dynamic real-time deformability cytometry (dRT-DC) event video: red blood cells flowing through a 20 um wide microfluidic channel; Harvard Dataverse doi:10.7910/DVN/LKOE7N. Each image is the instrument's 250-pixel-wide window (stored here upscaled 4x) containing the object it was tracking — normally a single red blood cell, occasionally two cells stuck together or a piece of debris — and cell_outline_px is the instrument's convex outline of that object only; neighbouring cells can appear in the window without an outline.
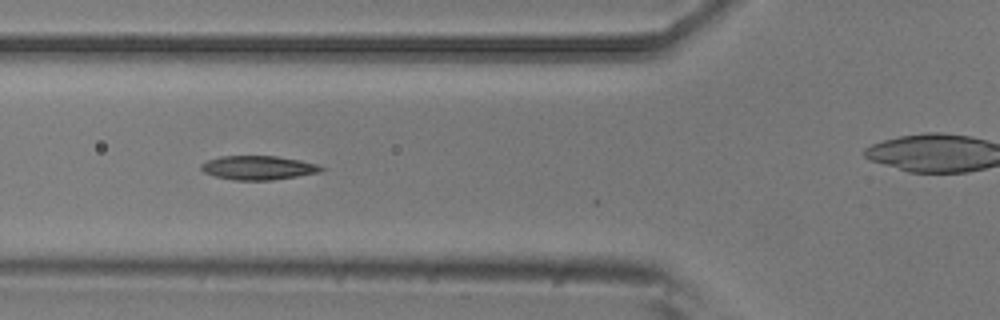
{"species": "common noctule bat (a hibernating species)", "species_latin": "Nyctalus noctula", "temperature_condition": "room temperature", "stored_images_in_passage": 7, "camera_frame_rate_fps": 3000, "um_per_image_px": 0.085, "animal": {"sex": "male", "body_mass_g": 20.5, "forearm_length_mm": 52.5}, "frame": {"image": 1, "passage_image": 5, "time_ms": 1.333, "image_size_px": [1000, 320], "cell_outline_px": [[324, 168], [320, 172], [272, 180], [232, 180], [216, 176], [204, 172], [200, 168], [200, 164], [208, 160], [220, 156], [276, 156], [300, 160], [316, 164]], "centroid_in_image_um": [21.92, 14.25], "position_along_channel_um": 103.9, "area_um2": 16.65}}
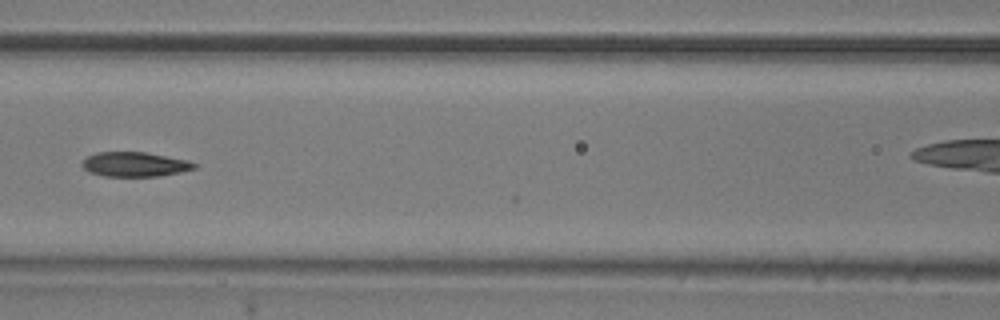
{"frame": {"image": 2, "passage_image": 6, "time_ms": 1.667, "image_size_px": [1000, 320], "cell_outline_px": [[196, 168], [180, 172], [156, 176], [104, 176], [88, 172], [80, 164], [88, 156], [96, 152], [144, 152], [188, 160], [196, 164]], "centroid_in_image_um": [11.43, 13.97], "position_along_channel_um": 155.2, "area_um2": 15.95}}
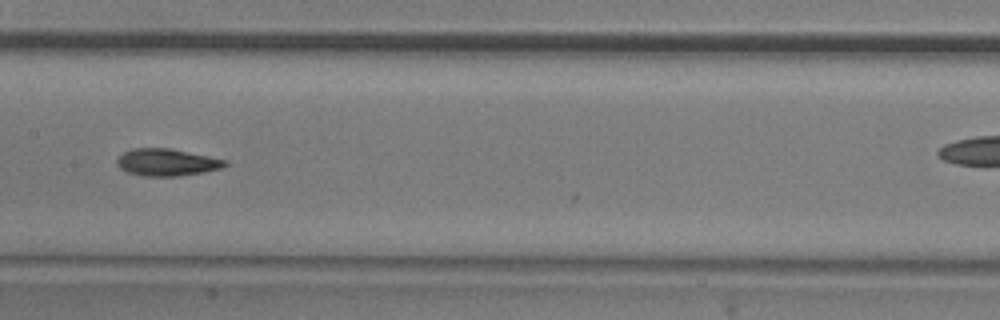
{"frame": {"image": 3, "passage_image": 7, "time_ms": 2.0, "image_size_px": [1000, 320], "cell_outline_px": [[228, 164], [220, 168], [204, 172], [180, 176], [144, 176], [128, 172], [120, 168], [116, 164], [116, 160], [124, 152], [132, 148], [168, 148], [228, 160]], "centroid_in_image_um": [14.17, 13.8], "position_along_channel_um": 193.2, "area_um2": 16.99}}